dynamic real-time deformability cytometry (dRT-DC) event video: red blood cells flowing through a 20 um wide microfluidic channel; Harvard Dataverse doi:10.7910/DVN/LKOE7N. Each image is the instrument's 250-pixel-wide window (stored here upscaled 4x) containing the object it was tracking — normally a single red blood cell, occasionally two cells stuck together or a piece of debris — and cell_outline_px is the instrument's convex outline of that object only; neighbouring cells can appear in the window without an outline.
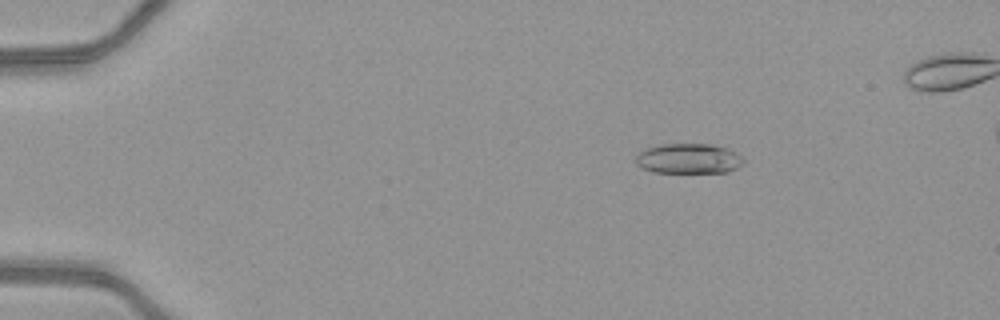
{"species": "common noctule bat (a hibernating species)", "species_latin": "Nyctalus noctula", "temperature_condition": "warm", "stored_images_in_passage": 45, "camera_frame_rate_fps": 3000, "um_per_image_px": 0.085, "animal": {"sex": "female", "body_mass_g": 21.9}, "frame": {"image": 1, "passage_image": 4, "time_ms": 1.0, "image_size_px": [1000, 320], "cell_outline_px": [[744, 164], [728, 172], [652, 172], [636, 164], [636, 156], [644, 148], [660, 144], [712, 144], [736, 152], [744, 160]], "centroid_in_image_um": [58.52, 13.48], "position_along_channel_um": 26.5, "area_um2": 18.84}}
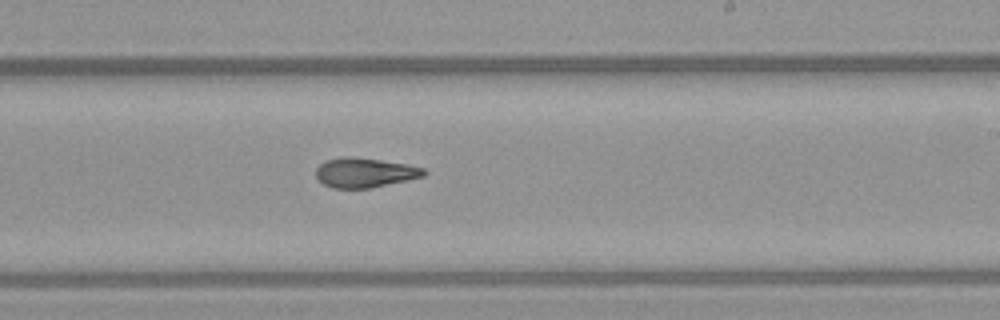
{"frame": {"image": 2, "passage_image": 27, "time_ms": 8.667, "image_size_px": [1000, 320], "cell_outline_px": [[428, 172], [424, 176], [408, 180], [372, 188], [332, 188], [324, 184], [316, 176], [316, 168], [324, 160], [380, 160], [408, 164], [424, 168]], "centroid_in_image_um": [31.08, 14.73], "position_along_channel_um": 257.9, "area_um2": 17.86}}
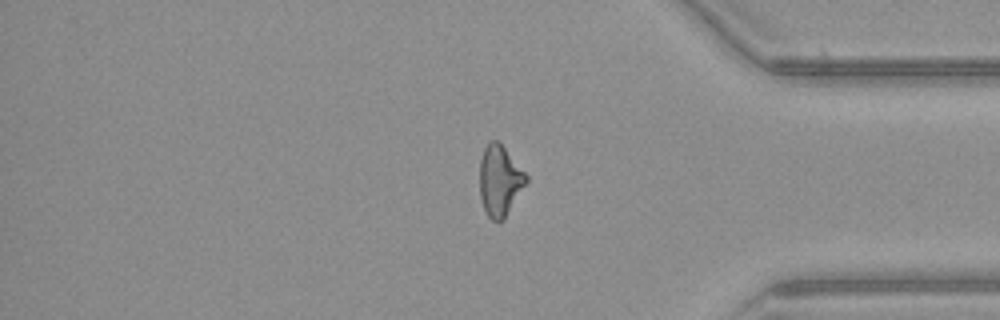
{"frame": {"image": 3, "passage_image": 38, "time_ms": 12.333, "image_size_px": [1000, 320], "cell_outline_px": [[528, 180], [504, 220], [492, 220], [488, 216], [480, 200], [480, 160], [484, 148], [492, 140], [496, 140], [504, 148], [528, 176]], "centroid_in_image_um": [42.47, 15.38], "position_along_channel_um": 392.7, "area_um2": 18.84}}